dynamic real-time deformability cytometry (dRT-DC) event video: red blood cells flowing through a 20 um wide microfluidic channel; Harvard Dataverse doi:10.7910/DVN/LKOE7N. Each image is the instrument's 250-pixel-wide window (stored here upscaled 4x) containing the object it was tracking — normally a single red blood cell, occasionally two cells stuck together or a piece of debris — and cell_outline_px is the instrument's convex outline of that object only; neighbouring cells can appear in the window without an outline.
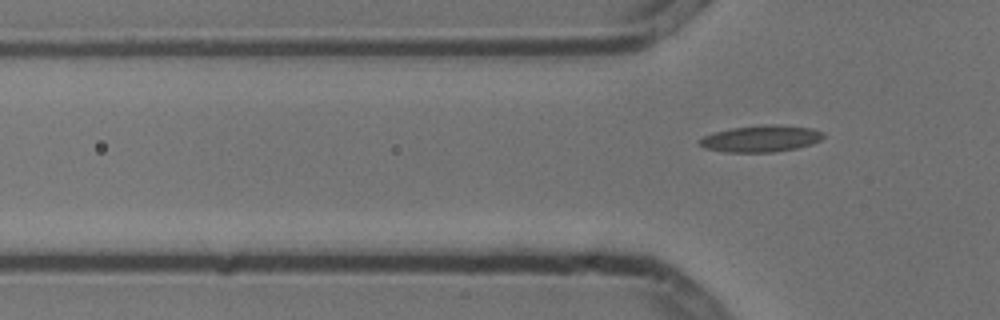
{"species": "common noctule bat (a hibernating species)", "species_latin": "Nyctalus noctula", "temperature_condition": "cold", "stored_images_in_passage": 6, "segment_of_instrument_passage": [2, 2], "camera_frame_rate_fps": 3000, "um_per_image_px": 0.085, "animal": {"sex": "male", "body_mass_g": 13.3}, "frame": {"image": 1, "passage_image": 6, "time_ms": 1.667, "image_size_px": [1000, 320], "cell_outline_px": [[824, 136], [820, 140], [812, 144], [796, 148], [776, 152], [724, 152], [704, 148], [696, 144], [696, 140], [704, 136], [716, 132], [732, 128], [760, 124], [776, 124], [812, 128], [824, 132]], "centroid_in_image_um": [64.65, 11.78], "position_along_channel_um": 61.1, "area_um2": 19.48}}